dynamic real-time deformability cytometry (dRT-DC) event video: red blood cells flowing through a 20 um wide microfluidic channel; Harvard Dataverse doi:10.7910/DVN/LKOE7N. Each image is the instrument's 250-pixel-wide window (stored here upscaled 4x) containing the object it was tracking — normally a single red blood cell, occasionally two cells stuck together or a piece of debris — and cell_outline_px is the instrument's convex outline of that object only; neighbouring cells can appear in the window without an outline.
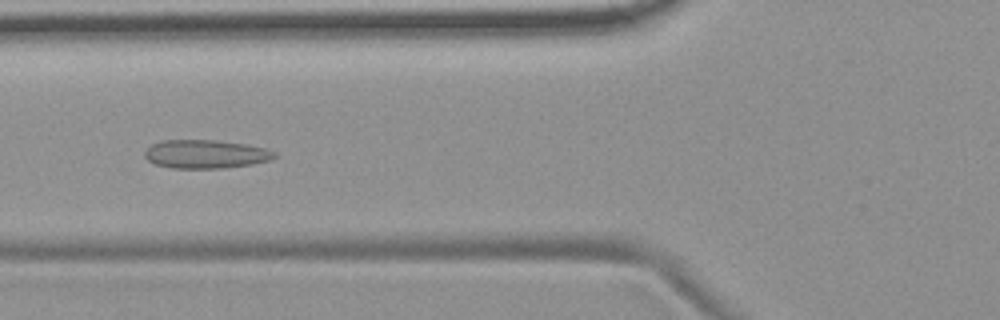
{"species": "common noctule bat (a hibernating species)", "species_latin": "Nyctalus noctula", "temperature_condition": "room temperature", "stored_images_in_passage": 7, "camera_frame_rate_fps": 3000, "um_per_image_px": 0.085, "animal": {"sex": "female", "body_mass_g": 19.9}, "frame": {"image": 1, "passage_image": 5, "time_ms": 4.667, "image_size_px": [1000, 320], "cell_outline_px": [[276, 156], [272, 160], [252, 164], [224, 168], [172, 168], [156, 164], [148, 160], [144, 156], [144, 152], [152, 144], [160, 140], [216, 140], [248, 144], [264, 148], [276, 152]], "centroid_in_image_um": [17.5, 13.09], "position_along_channel_um": 108.3, "area_um2": 21.68}}
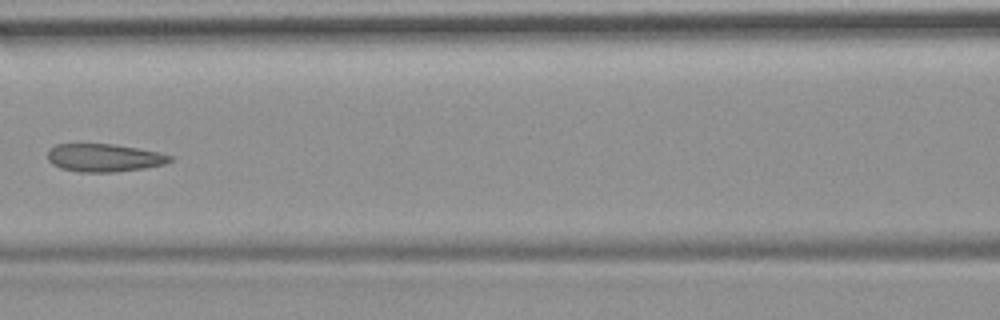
{"frame": {"image": 2, "passage_image": 6, "time_ms": 6.0, "image_size_px": [1000, 320], "cell_outline_px": [[172, 160], [164, 164], [144, 168], [112, 172], [80, 172], [60, 168], [52, 164], [48, 160], [48, 148], [56, 144], [112, 144], [160, 152], [172, 156]], "centroid_in_image_um": [8.82, 13.41], "position_along_channel_um": 157.8, "area_um2": 19.88}}
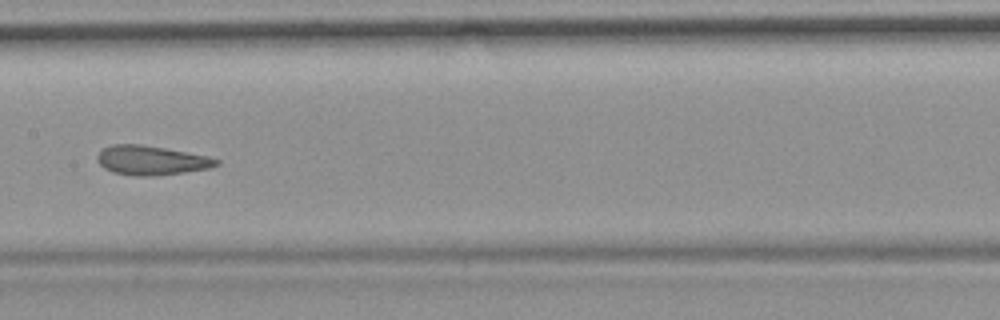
{"frame": {"image": 3, "passage_image": 7, "time_ms": 7.0, "image_size_px": [1000, 320], "cell_outline_px": [[220, 164], [212, 168], [184, 172], [152, 176], [136, 176], [112, 172], [104, 168], [96, 160], [96, 156], [104, 148], [112, 144], [140, 144], [164, 148], [208, 156], [220, 160]], "centroid_in_image_um": [12.87, 13.63], "position_along_channel_um": 194.5, "area_um2": 20.35}}